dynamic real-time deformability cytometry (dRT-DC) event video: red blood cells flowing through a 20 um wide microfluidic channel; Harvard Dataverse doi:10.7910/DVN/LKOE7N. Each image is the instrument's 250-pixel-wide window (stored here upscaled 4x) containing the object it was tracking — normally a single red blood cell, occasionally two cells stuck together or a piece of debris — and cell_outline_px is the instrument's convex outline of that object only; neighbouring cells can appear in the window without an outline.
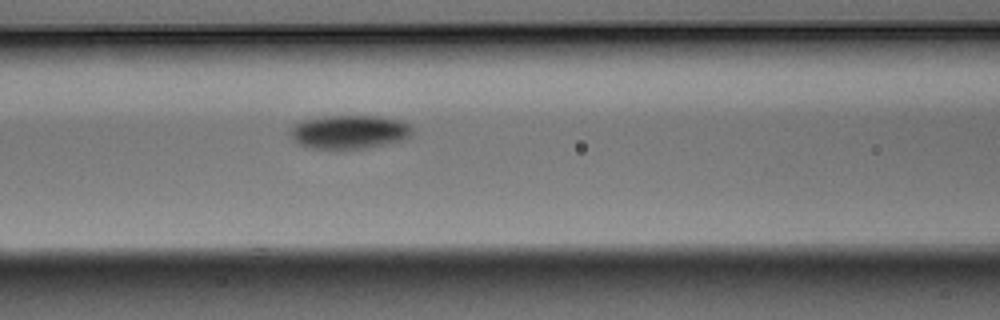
{"species": "Egyptian fruit bat (a non-hibernating species)", "species_latin": "Rousettus aegyptiacus", "temperature_condition": "warm", "stored_images_in_passage": 4, "segment_of_instrument_passage": [1, 2], "camera_frame_rate_fps": 3000, "um_per_image_px": 0.085, "animal": {"sex": "male"}, "frame": {"image": 1, "passage_image": 3, "time_ms": 0.667, "image_size_px": [1000, 320], "cell_outline_px": [[412, 132], [404, 140], [384, 144], [360, 148], [312, 148], [300, 144], [292, 140], [288, 132], [300, 120], [324, 116], [376, 116], [400, 120], [408, 124], [412, 128]], "centroid_in_image_um": [29.65, 11.2], "position_along_channel_um": 136.9, "area_um2": 23.7}}